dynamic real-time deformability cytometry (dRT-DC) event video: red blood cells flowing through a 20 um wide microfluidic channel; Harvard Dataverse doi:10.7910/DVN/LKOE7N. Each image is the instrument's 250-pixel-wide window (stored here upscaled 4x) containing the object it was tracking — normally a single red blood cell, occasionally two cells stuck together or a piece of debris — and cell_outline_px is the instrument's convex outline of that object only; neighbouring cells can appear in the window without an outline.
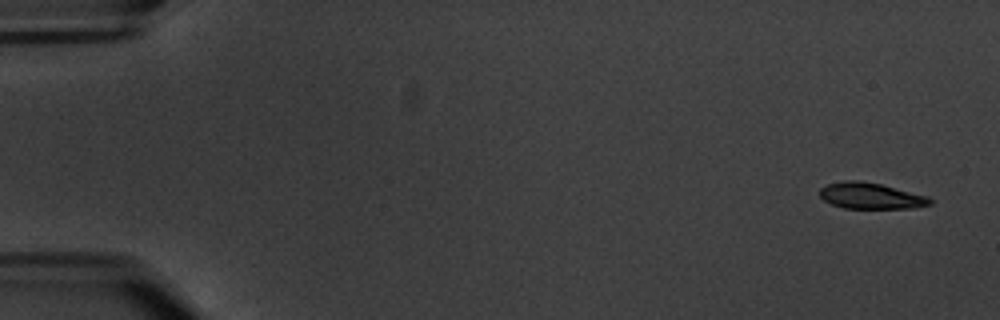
{"species": "common noctule bat (a hibernating species)", "species_latin": "Nyctalus noctula", "temperature_condition": "warm", "stored_images_in_passage": 6, "camera_frame_rate_fps": 3000, "um_per_image_px": 0.085, "animal": {"sex": "male", "body_mass_g": 20.1, "forearm_length_mm": 53.5}, "frame": {"image": 1, "passage_image": 1, "time_ms": 0.0, "image_size_px": [1000, 320], "cell_outline_px": [[932, 204], [912, 208], [844, 208], [832, 204], [824, 200], [820, 196], [820, 188], [828, 184], [844, 180], [856, 180], [880, 184], [928, 196], [932, 200]], "centroid_in_image_um": [74.01, 16.65], "position_along_channel_um": 11.0, "area_um2": 16.65}}
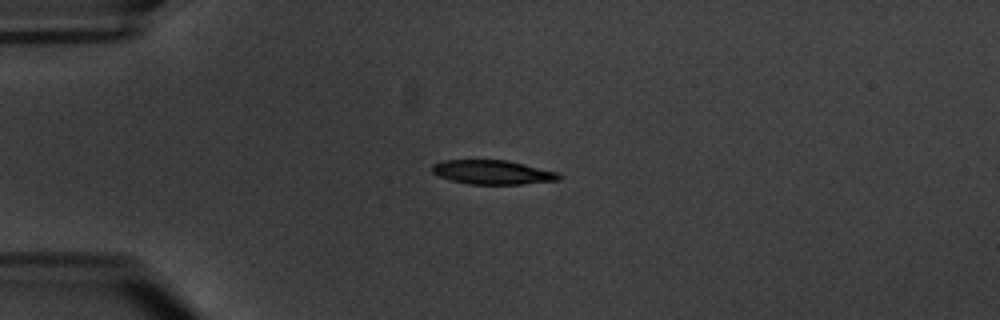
{"frame": {"image": 2, "passage_image": 5, "time_ms": 4.333, "image_size_px": [1000, 320], "cell_outline_px": [[564, 176], [560, 180], [520, 184], [468, 184], [452, 180], [440, 176], [432, 172], [432, 164], [444, 160], [508, 160], [556, 172]], "centroid_in_image_um": [41.88, 14.64], "position_along_channel_um": 43.1, "area_um2": 17.74}}